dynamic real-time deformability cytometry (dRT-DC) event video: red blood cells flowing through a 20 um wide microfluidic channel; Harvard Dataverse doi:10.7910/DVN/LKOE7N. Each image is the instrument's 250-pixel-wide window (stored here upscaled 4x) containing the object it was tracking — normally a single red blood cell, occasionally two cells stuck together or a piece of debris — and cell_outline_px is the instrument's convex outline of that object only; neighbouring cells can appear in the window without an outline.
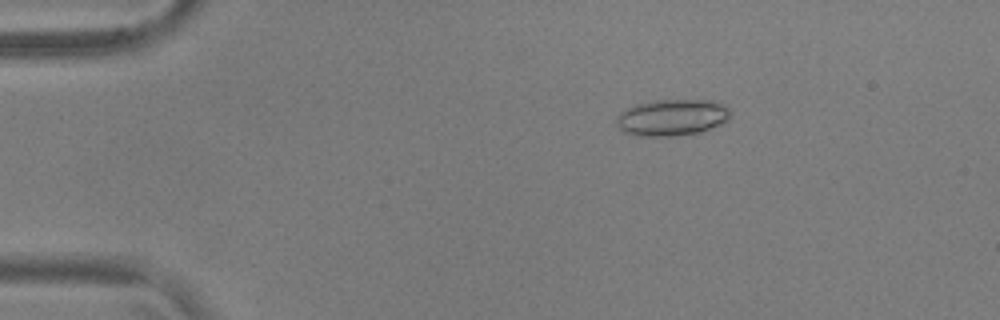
{"species": "common noctule bat (a hibernating species)", "species_latin": "Nyctalus noctula", "temperature_condition": "warm", "stored_images_in_passage": 55, "camera_frame_rate_fps": 3000, "um_per_image_px": 0.085, "animal": {"sex": "male", "body_mass_g": 17.9, "forearm_length_mm": 54.2}, "frame": {"image": 1, "passage_image": 10, "time_ms": 3.0, "image_size_px": [1000, 320], "cell_outline_px": [[728, 120], [720, 124], [700, 132], [676, 136], [636, 136], [624, 132], [616, 124], [616, 116], [620, 112], [636, 104], [656, 100], [712, 100], [728, 108]], "centroid_in_image_um": [57.07, 9.99], "position_along_channel_um": 27.9, "area_um2": 24.1}}
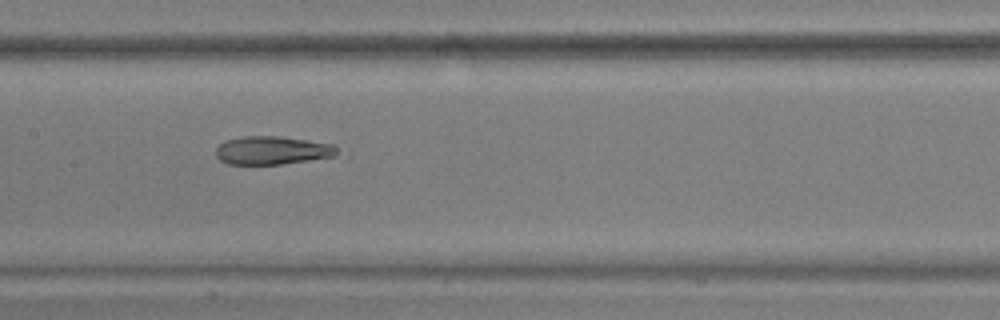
{"frame": {"image": 2, "passage_image": 28, "time_ms": 9.0, "image_size_px": [1000, 320], "cell_outline_px": [[352, 156], [280, 164], [228, 164], [220, 160], [216, 156], [216, 148], [220, 144], [228, 140], [244, 136], [280, 136], [336, 144], [352, 152]], "centroid_in_image_um": [23.5, 12.8], "position_along_channel_um": 183.9, "area_um2": 21.27}}
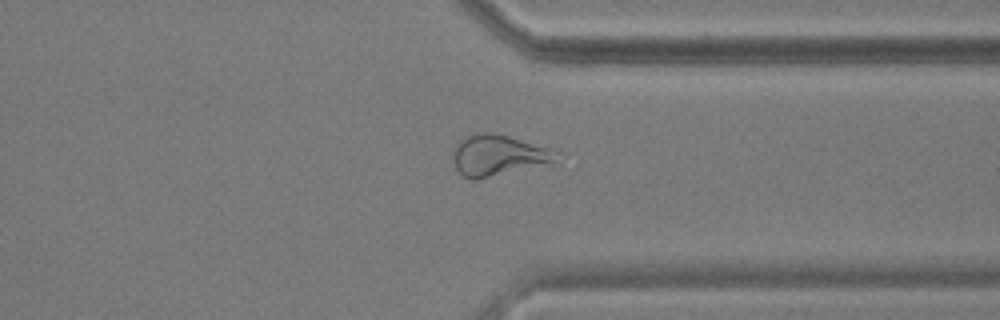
{"frame": {"image": 3, "passage_image": 43, "time_ms": 14.0, "image_size_px": [1000, 320], "cell_outline_px": [[568, 156], [552, 164], [476, 180], [472, 180], [464, 176], [456, 168], [452, 160], [452, 152], [456, 144], [464, 136], [476, 132], [492, 132], [508, 136], [568, 152]], "centroid_in_image_um": [42.51, 13.2], "position_along_channel_um": 368.9, "area_um2": 25.95}, "authors_computed_cell_mechanics": {"area_um2": 23.12, "velocity_mm_per_s": 3.7023, "shape_relaxation_time_tau1_ms": null, "shape_relaxation_time_tau2_ms": 2.0548, "deformation_change_tau1": null, "deformation_change_tau2": 0.1094}}